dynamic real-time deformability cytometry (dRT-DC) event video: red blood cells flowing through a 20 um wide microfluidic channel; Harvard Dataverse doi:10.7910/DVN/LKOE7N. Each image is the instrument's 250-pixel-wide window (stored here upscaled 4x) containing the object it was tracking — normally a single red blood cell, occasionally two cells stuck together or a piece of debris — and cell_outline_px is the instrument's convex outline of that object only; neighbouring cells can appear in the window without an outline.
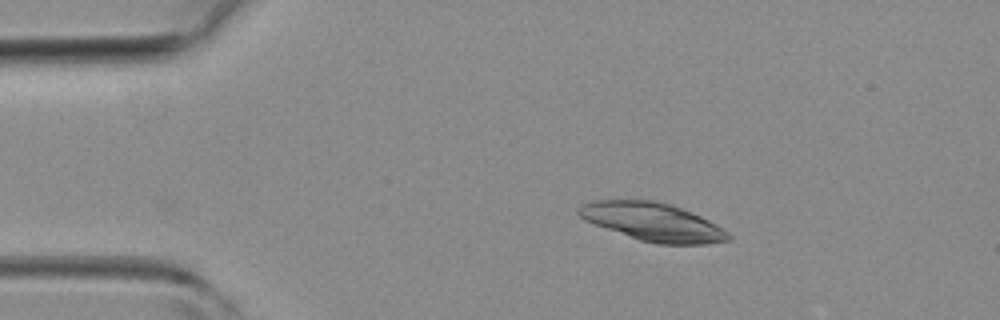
{"species": "common noctule bat (a hibernating species)", "species_latin": "Nyctalus noctula", "temperature_condition": "room temperature", "stored_images_in_passage": 37, "camera_frame_rate_fps": 3000, "um_per_image_px": 0.085, "animal": {"sex": "female", "body_mass_g": 19.3, "forearm_length_mm": 54.1}, "frame": {"image": 1, "passage_image": 1, "time_ms": 0.0, "image_size_px": [1000, 320], "cell_outline_px": [[732, 240], [704, 244], [656, 244], [640, 240], [584, 220], [576, 212], [576, 208], [580, 204], [592, 200], [656, 200], [680, 208], [700, 216], [724, 228], [732, 236]], "centroid_in_image_um": [55.48, 18.86], "position_along_channel_um": 29.5, "area_um2": 33.23}}